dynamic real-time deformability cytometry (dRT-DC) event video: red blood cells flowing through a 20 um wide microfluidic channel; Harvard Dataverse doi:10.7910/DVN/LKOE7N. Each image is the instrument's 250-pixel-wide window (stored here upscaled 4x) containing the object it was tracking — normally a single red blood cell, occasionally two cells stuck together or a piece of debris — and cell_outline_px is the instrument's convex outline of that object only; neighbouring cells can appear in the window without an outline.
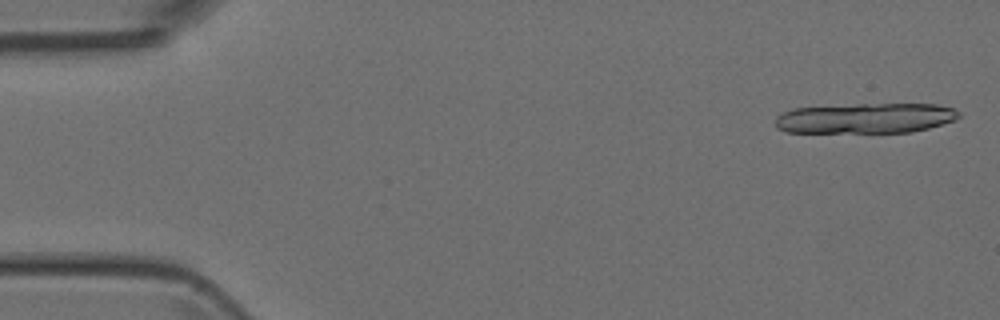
{"species": "Egyptian fruit bat (a non-hibernating species)", "species_latin": "Rousettus aegyptiacus", "temperature_condition": "room temperature", "stored_images_in_passage": 16, "camera_frame_rate_fps": 3000, "um_per_image_px": 0.085, "animal": {"sex": "female"}, "frame": {"image": 1, "passage_image": 1, "time_ms": 0.0, "image_size_px": [1000, 320], "cell_outline_px": [[960, 116], [956, 120], [928, 128], [912, 132], [784, 132], [776, 128], [776, 116], [792, 108], [856, 104], [936, 104], [952, 108], [960, 112]], "centroid_in_image_um": [73.57, 10.04], "position_along_channel_um": 11.4, "area_um2": 32.43}}